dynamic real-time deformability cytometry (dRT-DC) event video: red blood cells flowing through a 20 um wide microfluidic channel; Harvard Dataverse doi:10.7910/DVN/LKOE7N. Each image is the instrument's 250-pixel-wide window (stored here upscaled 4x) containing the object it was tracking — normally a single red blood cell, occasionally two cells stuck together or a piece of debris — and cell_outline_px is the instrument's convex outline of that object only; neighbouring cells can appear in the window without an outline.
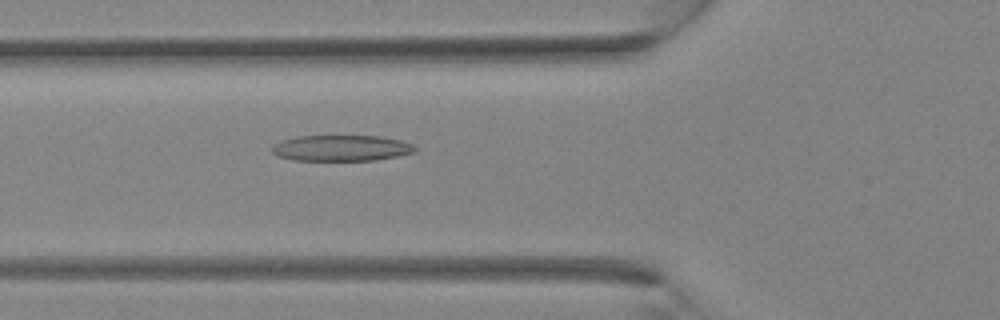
{"species": "Egyptian fruit bat (a non-hibernating species)", "species_latin": "Rousettus aegyptiacus", "temperature_condition": "room temperature", "stored_images_in_passage": 36, "segment_of_instrument_passage": [1, 2], "camera_frame_rate_fps": 3000, "um_per_image_px": 0.085, "animal": {"sex": "female"}, "frame": {"image": 1, "passage_image": 13, "time_ms": 4.0, "image_size_px": [1000, 320], "cell_outline_px": [[416, 148], [412, 152], [396, 156], [376, 160], [292, 160], [276, 156], [272, 152], [272, 144], [296, 136], [380, 136], [400, 140], [412, 144]], "centroid_in_image_um": [28.96, 12.58], "position_along_channel_um": 96.8, "area_um2": 21.5}}
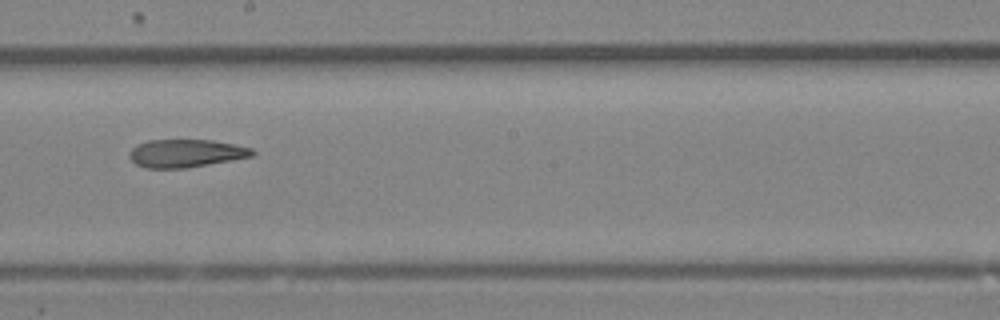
{"frame": {"image": 2, "passage_image": 20, "time_ms": 6.333, "image_size_px": [1000, 320], "cell_outline_px": [[256, 152], [252, 156], [232, 160], [184, 168], [144, 168], [136, 164], [128, 156], [128, 152], [136, 144], [148, 140], [212, 140], [252, 148]], "centroid_in_image_um": [15.76, 13.03], "position_along_channel_um": 232.4, "area_um2": 20.0}}
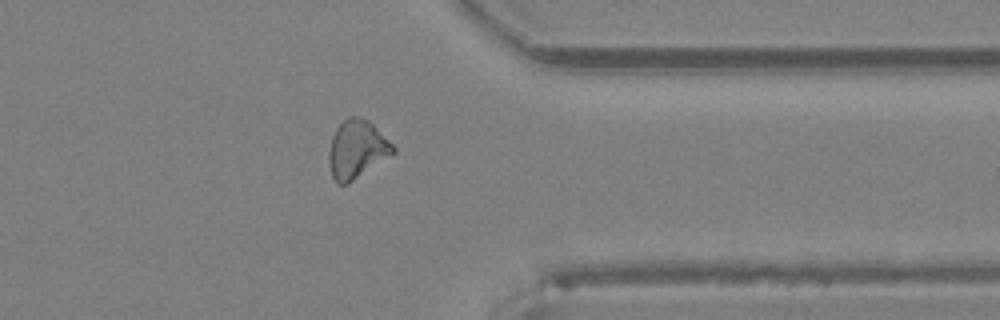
{"frame": {"image": 3, "passage_image": 28, "time_ms": 9.0, "image_size_px": [1000, 320], "cell_outline_px": [[396, 152], [348, 184], [336, 184], [332, 176], [328, 164], [328, 152], [332, 136], [336, 128], [348, 116], [360, 116], [368, 120], [396, 148]], "centroid_in_image_um": [30.3, 12.7], "position_along_channel_um": 381.1, "area_um2": 21.79}}